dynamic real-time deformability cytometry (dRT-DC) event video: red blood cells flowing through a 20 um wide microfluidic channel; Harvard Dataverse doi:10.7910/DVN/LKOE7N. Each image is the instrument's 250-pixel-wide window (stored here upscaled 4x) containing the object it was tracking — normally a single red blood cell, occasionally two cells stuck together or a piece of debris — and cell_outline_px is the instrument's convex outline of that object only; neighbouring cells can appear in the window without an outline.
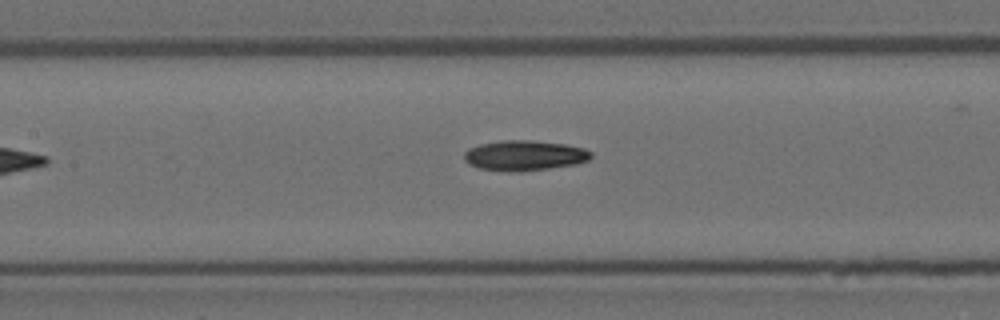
{"species": "Egyptian fruit bat (a non-hibernating species)", "species_latin": "Rousettus aegyptiacus", "temperature_condition": "room temperature", "stored_images_in_passage": 5, "camera_frame_rate_fps": 3000, "um_per_image_px": 0.085, "animal": {"sex": "female"}, "frame": {"image": 1, "passage_image": 5, "time_ms": 1.333, "image_size_px": [1000, 320], "cell_outline_px": [[592, 156], [588, 160], [576, 164], [520, 172], [516, 172], [480, 168], [468, 164], [464, 160], [464, 152], [468, 148], [480, 144], [500, 140], [532, 140], [564, 144], [584, 148], [592, 152]], "centroid_in_image_um": [44.56, 13.21], "position_along_channel_um": 162.8, "area_um2": 22.37}}